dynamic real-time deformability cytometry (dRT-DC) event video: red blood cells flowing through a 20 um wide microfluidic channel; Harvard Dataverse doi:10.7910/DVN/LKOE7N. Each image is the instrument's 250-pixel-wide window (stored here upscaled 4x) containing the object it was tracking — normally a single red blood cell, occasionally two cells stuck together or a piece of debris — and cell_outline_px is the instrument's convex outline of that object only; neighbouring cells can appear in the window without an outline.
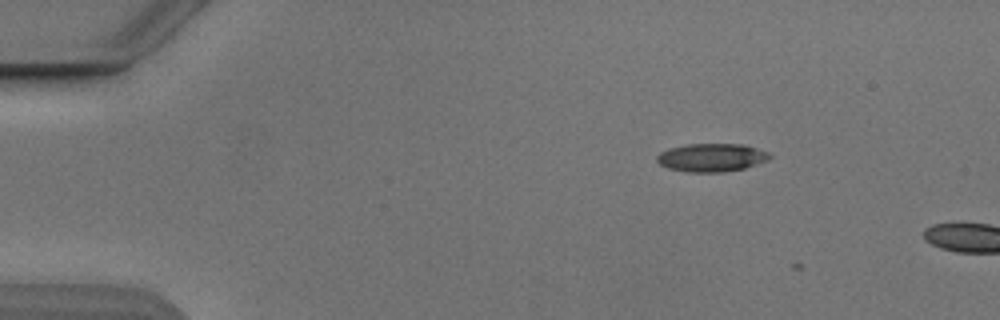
{"species": "Egyptian fruit bat (a non-hibernating species)", "species_latin": "Rousettus aegyptiacus", "temperature_condition": "cold", "stored_images_in_passage": 7, "camera_frame_rate_fps": 3000, "um_per_image_px": 0.085, "animal": {"sex": "male"}, "frame": {"image": 1, "passage_image": 5, "time_ms": 1.333, "image_size_px": [1000, 320], "cell_outline_px": [[772, 156], [768, 160], [744, 168], [724, 172], [688, 172], [668, 168], [660, 164], [656, 160], [656, 156], [660, 152], [668, 148], [688, 144], [744, 144], [772, 152]], "centroid_in_image_um": [60.51, 13.38], "position_along_channel_um": 24.5, "area_um2": 18.73}}